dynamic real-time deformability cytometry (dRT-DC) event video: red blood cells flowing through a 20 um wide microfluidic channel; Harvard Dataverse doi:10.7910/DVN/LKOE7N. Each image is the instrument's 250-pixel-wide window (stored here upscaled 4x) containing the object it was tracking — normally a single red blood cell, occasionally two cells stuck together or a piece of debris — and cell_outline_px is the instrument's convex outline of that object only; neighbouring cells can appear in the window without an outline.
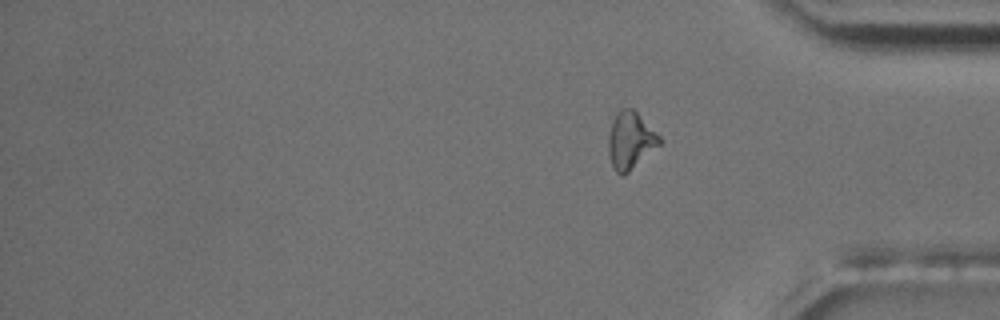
{"species": "common noctule bat (a hibernating species)", "species_latin": "Nyctalus noctula", "temperature_condition": "room temperature", "stored_images_in_passage": 13, "camera_frame_rate_fps": 3000, "um_per_image_px": 0.085, "animal": {"sex": "male", "body_mass_g": 17.5, "forearm_length_mm": 52.3}, "frame": {"image": 1, "passage_image": 13, "time_ms": 15.0, "image_size_px": [1000, 320], "cell_outline_px": [[664, 140], [660, 144], [624, 176], [620, 176], [612, 168], [608, 156], [608, 136], [612, 120], [616, 112], [620, 108], [632, 108]], "centroid_in_image_um": [53.55, 11.96], "position_along_channel_um": 381.6, "area_um2": 17.17}, "authors_computed_cell_mechanics": {"area_um2": 19.363, "velocity_mm_per_s": 3.48, "shape_relaxation_time_tau1_ms": null, "shape_relaxation_time_tau2_ms": 7.0461, "deformation_change_tau1": null, "deformation_change_tau2": 0.1433}}